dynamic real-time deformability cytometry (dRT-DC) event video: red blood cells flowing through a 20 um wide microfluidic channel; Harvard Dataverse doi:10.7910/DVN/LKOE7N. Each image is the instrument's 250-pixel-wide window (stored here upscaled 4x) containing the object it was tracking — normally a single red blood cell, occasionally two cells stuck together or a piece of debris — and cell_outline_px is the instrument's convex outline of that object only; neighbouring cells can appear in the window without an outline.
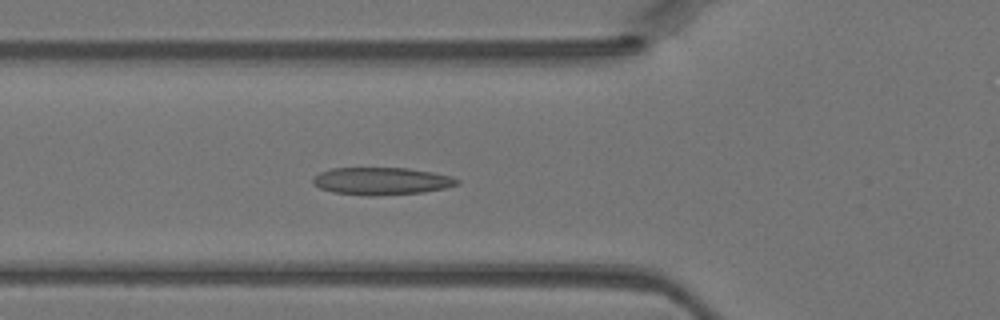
{"species": "Egyptian fruit bat (a non-hibernating species)", "species_latin": "Rousettus aegyptiacus", "temperature_condition": "warm", "stored_images_in_passage": 38, "camera_frame_rate_fps": 3000, "um_per_image_px": 0.085, "animal": {"sex": "female"}, "frame": {"image": 1, "passage_image": 12, "time_ms": 3.667, "image_size_px": [1000, 320], "cell_outline_px": [[460, 184], [444, 188], [424, 192], [372, 196], [368, 196], [332, 192], [320, 188], [312, 184], [312, 180], [320, 172], [332, 168], [408, 168], [432, 172], [452, 176], [460, 180]], "centroid_in_image_um": [32.44, 15.39], "position_along_channel_um": 93.4, "area_um2": 23.12}}
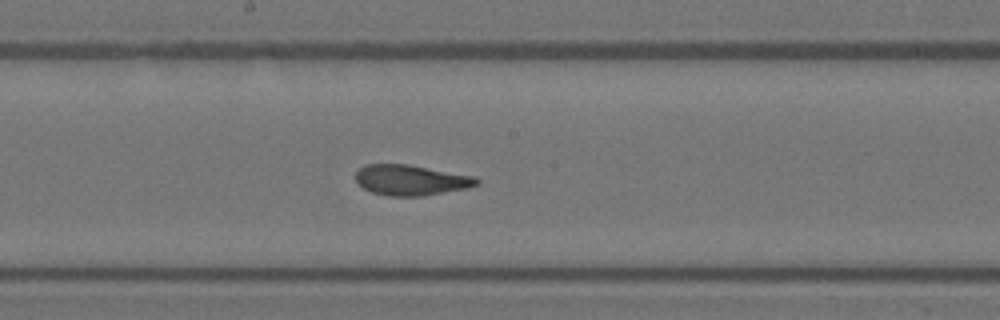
{"frame": {"image": 2, "passage_image": 20, "time_ms": 6.333, "image_size_px": [1000, 320], "cell_outline_px": [[480, 184], [468, 188], [424, 196], [388, 196], [372, 192], [364, 188], [356, 180], [356, 172], [364, 164], [408, 164], [476, 176], [480, 180]], "centroid_in_image_um": [34.98, 15.3], "position_along_channel_um": 213.2, "area_um2": 21.68}}
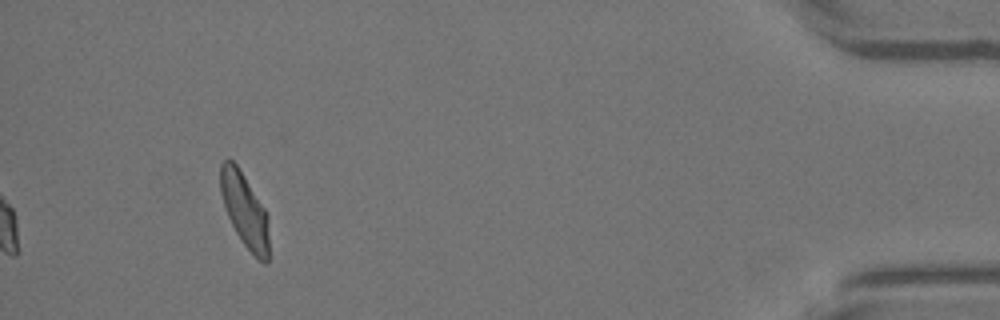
{"frame": {"image": 3, "passage_image": 38, "time_ms": 12.333, "image_size_px": [1000, 320], "cell_outline_px": [[268, 264], [264, 264], [256, 260], [244, 244], [236, 232], [228, 216], [220, 192], [220, 164], [224, 160], [232, 160], [236, 164], [268, 212]], "centroid_in_image_um": [20.82, 17.9], "position_along_channel_um": 414.4, "area_um2": 21.04}}